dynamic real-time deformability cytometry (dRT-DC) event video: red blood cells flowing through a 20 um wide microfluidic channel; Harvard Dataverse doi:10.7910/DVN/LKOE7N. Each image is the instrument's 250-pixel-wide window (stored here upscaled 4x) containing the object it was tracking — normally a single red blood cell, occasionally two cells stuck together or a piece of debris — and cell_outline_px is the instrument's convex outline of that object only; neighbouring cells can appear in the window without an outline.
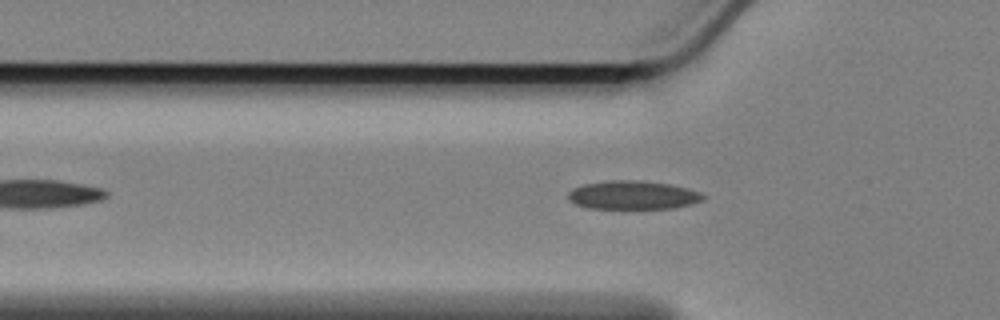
{"species": "Egyptian fruit bat (a non-hibernating species)", "species_latin": "Rousettus aegyptiacus", "temperature_condition": "cold", "stored_images_in_passage": 46, "camera_frame_rate_fps": 3000, "um_per_image_px": 0.085, "animal": {"sex": "female"}, "frame": {"image": 1, "passage_image": 11, "time_ms": 3.333, "image_size_px": [1000, 320], "cell_outline_px": [[704, 200], [692, 204], [672, 208], [588, 208], [576, 204], [568, 200], [568, 192], [572, 188], [584, 184], [608, 180], [640, 180], [672, 184], [688, 188], [700, 192], [704, 196]], "centroid_in_image_um": [53.8, 16.57], "position_along_channel_um": 72.0, "area_um2": 22.6}}
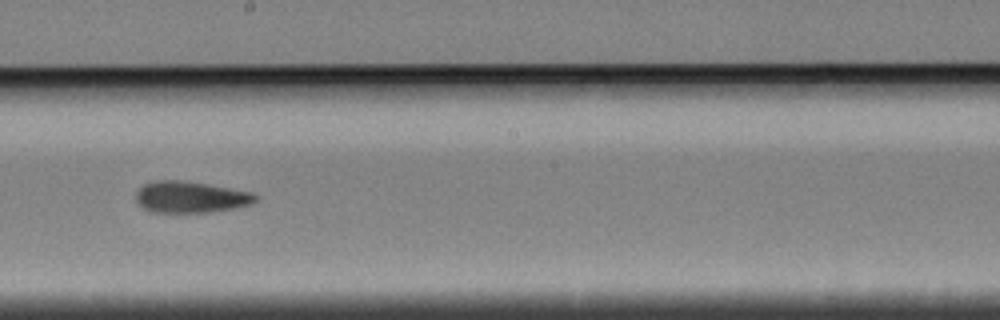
{"frame": {"image": 2, "passage_image": 25, "time_ms": 8.0, "image_size_px": [1000, 320], "cell_outline_px": [[260, 196], [252, 204], [232, 208], [208, 212], [148, 212], [136, 200], [136, 192], [144, 184], [156, 180], [180, 180], [252, 192]], "centroid_in_image_um": [16.19, 16.75], "position_along_channel_um": 232.0, "area_um2": 21.68}}
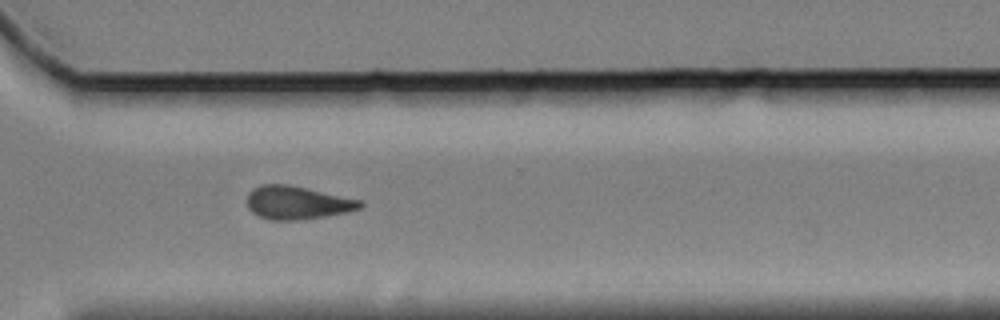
{"frame": {"image": 3, "passage_image": 35, "time_ms": 11.333, "image_size_px": [1000, 320], "cell_outline_px": [[364, 204], [360, 208], [348, 212], [304, 220], [268, 220], [252, 212], [248, 208], [248, 192], [252, 188], [260, 184], [288, 184], [360, 200]], "centroid_in_image_um": [25.24, 17.23], "position_along_channel_um": 345.4, "area_um2": 21.91}}